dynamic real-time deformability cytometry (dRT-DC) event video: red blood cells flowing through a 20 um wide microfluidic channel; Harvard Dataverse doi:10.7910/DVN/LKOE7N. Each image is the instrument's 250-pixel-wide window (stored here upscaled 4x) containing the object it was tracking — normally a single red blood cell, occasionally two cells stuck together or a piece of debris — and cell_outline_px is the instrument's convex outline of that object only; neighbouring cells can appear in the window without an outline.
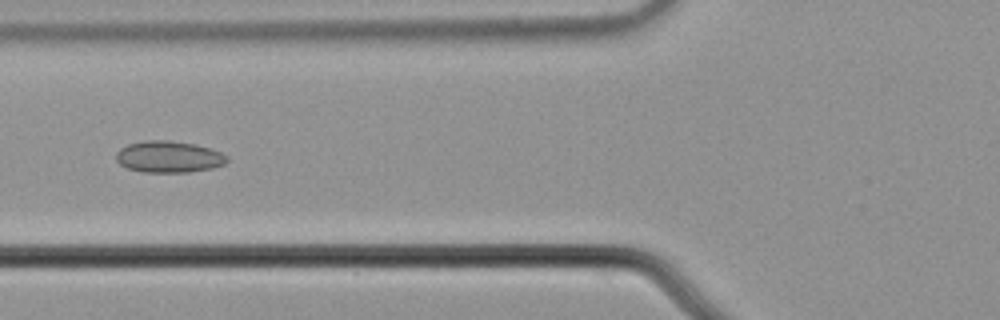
{"species": "common noctule bat (a hibernating species)", "species_latin": "Nyctalus noctula", "temperature_condition": "cold", "stored_images_in_passage": 44, "camera_frame_rate_fps": 3000, "um_per_image_px": 0.085, "animal": {"sex": "male", "body_mass_g": 21.5, "forearm_length_mm": 52.0}, "frame": {"image": 1, "passage_image": 10, "time_ms": 3.0, "image_size_px": [1000, 320], "cell_outline_px": [[228, 160], [224, 164], [212, 168], [188, 172], [144, 172], [128, 168], [120, 164], [116, 160], [116, 152], [120, 148], [128, 144], [152, 140], [164, 140], [192, 144], [208, 148], [220, 152], [228, 156]], "centroid_in_image_um": [14.33, 13.34], "position_along_channel_um": 111.5, "area_um2": 20.11}}
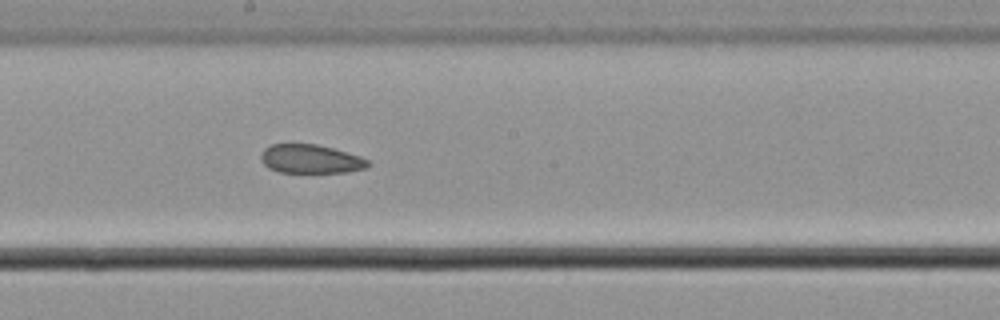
{"frame": {"image": 2, "passage_image": 19, "time_ms": 6.0, "image_size_px": [1000, 320], "cell_outline_px": [[372, 164], [368, 168], [348, 172], [280, 172], [268, 168], [260, 160], [260, 156], [264, 148], [272, 144], [316, 144], [332, 148], [360, 156], [368, 160]], "centroid_in_image_um": [26.42, 13.52], "position_along_channel_um": 221.8, "area_um2": 18.03}}
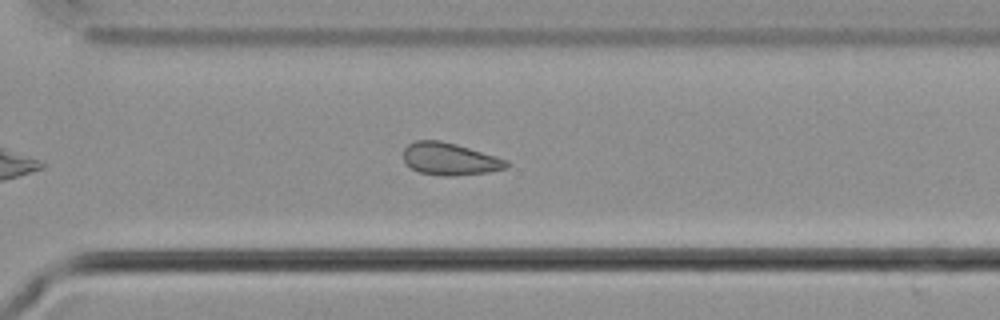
{"frame": {"image": 3, "passage_image": 28, "time_ms": 9.0, "image_size_px": [1000, 320], "cell_outline_px": [[508, 168], [488, 172], [452, 176], [440, 176], [420, 172], [404, 164], [404, 148], [408, 144], [416, 140], [440, 140], [456, 144], [508, 160]], "centroid_in_image_um": [38.21, 13.52], "position_along_channel_um": 332.4, "area_um2": 19.42}, "authors_computed_cell_mechanics": {"area_um2": 19.7098, "velocity_mm_per_s": 3.6775, "shape_relaxation_time_tau1_ms": null, "shape_relaxation_time_tau2_ms": 7.2803, "deformation_change_tau1": null, "deformation_change_tau2": 0.1422}}